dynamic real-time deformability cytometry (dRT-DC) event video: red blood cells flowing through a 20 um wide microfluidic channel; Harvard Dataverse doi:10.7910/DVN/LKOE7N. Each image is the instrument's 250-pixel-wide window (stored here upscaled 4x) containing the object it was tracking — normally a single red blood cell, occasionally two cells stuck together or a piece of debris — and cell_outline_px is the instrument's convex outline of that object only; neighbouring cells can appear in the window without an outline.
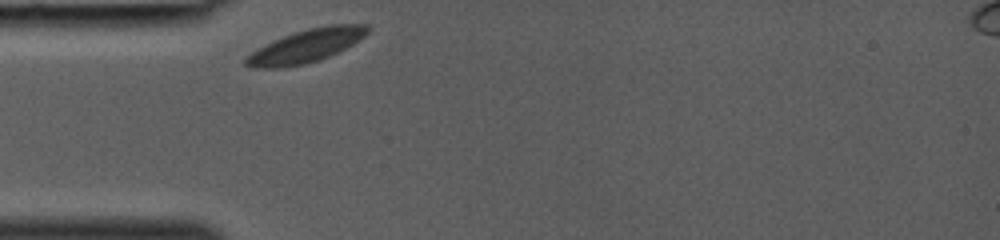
{"species": "common noctule bat (a hibernating species)", "species_latin": "Nyctalus noctula", "temperature_condition": "room temperature", "stored_images_in_passage": 6, "camera_frame_rate_fps": 3000, "um_per_image_px": 0.085, "animal": {"sex": "female", "body_mass_g": 19.0, "forearm_length_mm": 53.3}, "frame": {"image": 1, "passage_image": 1, "time_ms": 0.0, "image_size_px": [1000, 240], "cell_outline_px": [[372, 28], [364, 36], [352, 44], [320, 60], [304, 64], [280, 68], [252, 68], [244, 64], [244, 60], [252, 52], [284, 36], [308, 28], [328, 24], [368, 24]], "centroid_in_image_um": [26.06, 3.9], "position_along_channel_um": 58.9, "area_um2": 23.12}}
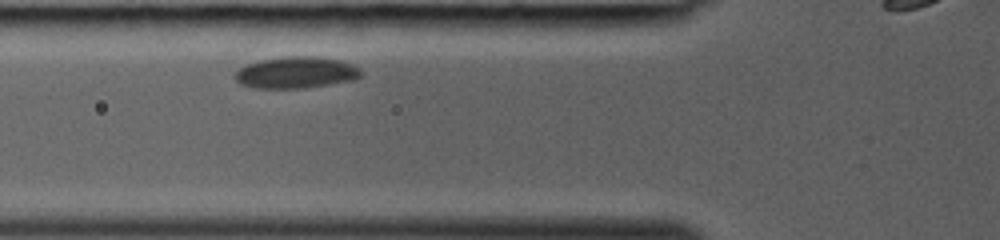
{"frame": {"image": 2, "passage_image": 4, "time_ms": 1.0, "image_size_px": [1000, 240], "cell_outline_px": [[360, 76], [356, 80], [304, 88], [256, 88], [240, 84], [236, 80], [236, 72], [240, 68], [248, 64], [260, 60], [284, 56], [316, 56], [340, 60], [352, 64], [360, 68]], "centroid_in_image_um": [25.19, 6.16], "position_along_channel_um": 100.6, "area_um2": 23.18}}